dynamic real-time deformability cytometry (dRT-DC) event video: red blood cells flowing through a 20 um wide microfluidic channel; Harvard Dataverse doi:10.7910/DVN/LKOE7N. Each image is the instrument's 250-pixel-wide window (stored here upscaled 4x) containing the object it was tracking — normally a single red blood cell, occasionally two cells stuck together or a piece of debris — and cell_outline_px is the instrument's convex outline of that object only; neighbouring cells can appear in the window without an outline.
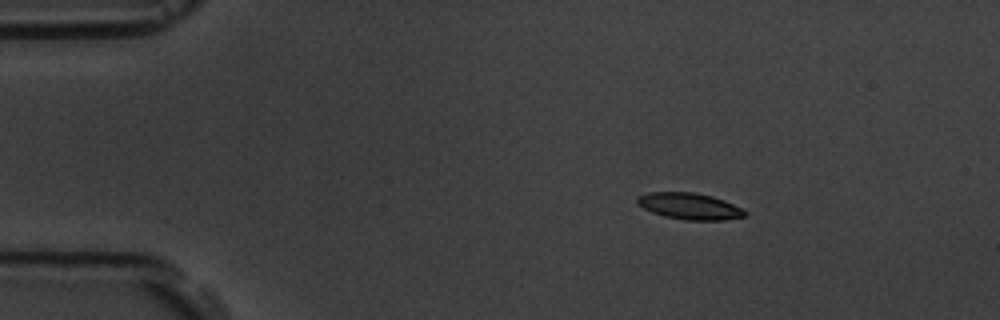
{"species": "common noctule bat (a hibernating species)", "species_latin": "Nyctalus noctula", "temperature_condition": "room temperature", "stored_images_in_passage": 7, "camera_frame_rate_fps": 3000, "um_per_image_px": 0.085, "animal": {"sex": "male", "body_mass_g": 19.5, "forearm_length_mm": 54.6}, "frame": {"image": 1, "passage_image": 2, "time_ms": 1.333, "image_size_px": [1000, 320], "cell_outline_px": [[748, 216], [724, 220], [684, 220], [664, 216], [652, 212], [636, 204], [636, 196], [648, 192], [696, 192], [712, 196], [724, 200], [748, 212]], "centroid_in_image_um": [58.6, 17.52], "position_along_channel_um": 26.4, "area_um2": 16.76}}
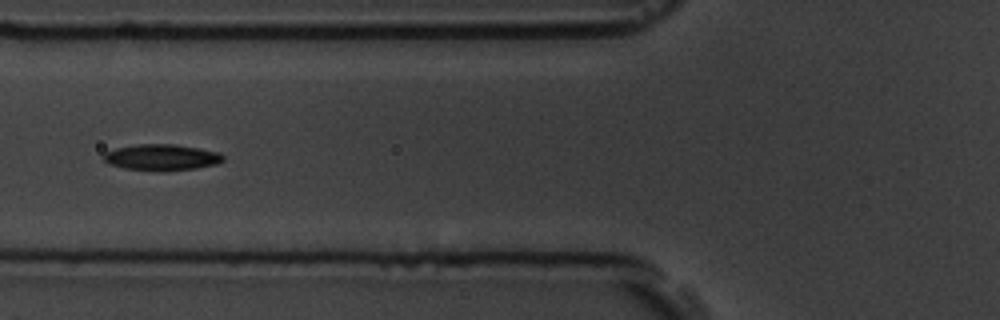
{"frame": {"image": 2, "passage_image": 6, "time_ms": 5.667, "image_size_px": [1000, 320], "cell_outline_px": [[224, 160], [216, 164], [196, 168], [124, 168], [108, 164], [104, 160], [104, 152], [116, 148], [136, 144], [176, 144], [220, 152], [224, 156]], "centroid_in_image_um": [13.75, 13.32], "position_along_channel_um": 112.1, "area_um2": 17.4}}
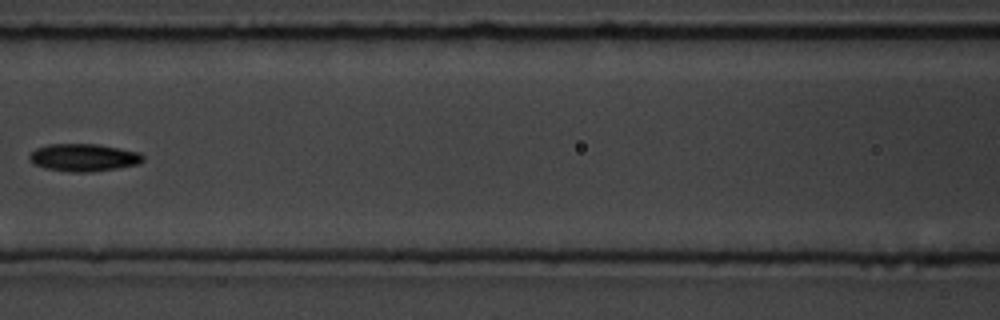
{"frame": {"image": 3, "passage_image": 7, "time_ms": 7.0, "image_size_px": [1000, 320], "cell_outline_px": [[144, 160], [140, 164], [92, 172], [72, 172], [44, 168], [32, 164], [28, 160], [28, 156], [36, 148], [48, 144], [96, 144], [120, 148], [140, 152], [144, 156]], "centroid_in_image_um": [7.1, 13.39], "position_along_channel_um": 159.5, "area_um2": 18.44}}